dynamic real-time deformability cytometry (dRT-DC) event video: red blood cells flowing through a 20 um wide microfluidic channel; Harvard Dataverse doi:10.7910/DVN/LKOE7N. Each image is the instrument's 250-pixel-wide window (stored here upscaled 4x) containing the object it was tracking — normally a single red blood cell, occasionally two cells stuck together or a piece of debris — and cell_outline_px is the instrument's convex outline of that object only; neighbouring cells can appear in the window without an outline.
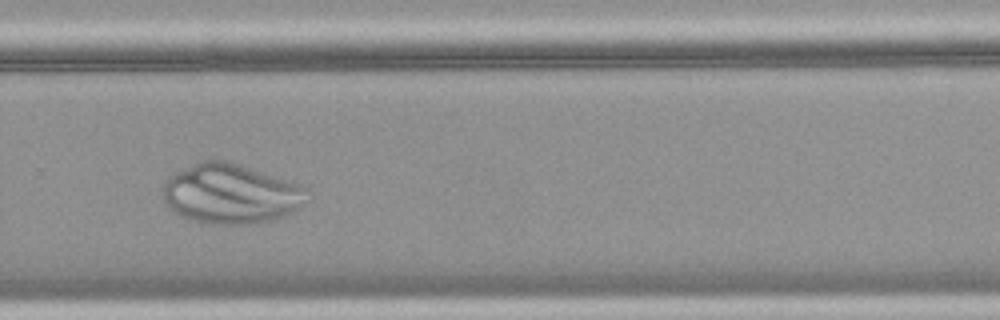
{"species": "common noctule bat (a hibernating species)", "species_latin": "Nyctalus noctula", "temperature_condition": "warm", "stored_images_in_passage": 31, "camera_frame_rate_fps": 3000, "um_per_image_px": 0.085, "animal": {"sex": "female", "body_mass_g": 18.4}, "frame": {"image": 1, "passage_image": 22, "time_ms": 7.0, "image_size_px": [1000, 320], "cell_outline_px": [[308, 188], [304, 204], [300, 208], [284, 216], [272, 220], [256, 224], [208, 224], [188, 220], [176, 216], [164, 204], [164, 180], [168, 176], [200, 160], [224, 160], [240, 164], [292, 180], [304, 184]], "centroid_in_image_um": [19.62, 16.48], "position_along_channel_um": 310.2, "area_um2": 51.33}}